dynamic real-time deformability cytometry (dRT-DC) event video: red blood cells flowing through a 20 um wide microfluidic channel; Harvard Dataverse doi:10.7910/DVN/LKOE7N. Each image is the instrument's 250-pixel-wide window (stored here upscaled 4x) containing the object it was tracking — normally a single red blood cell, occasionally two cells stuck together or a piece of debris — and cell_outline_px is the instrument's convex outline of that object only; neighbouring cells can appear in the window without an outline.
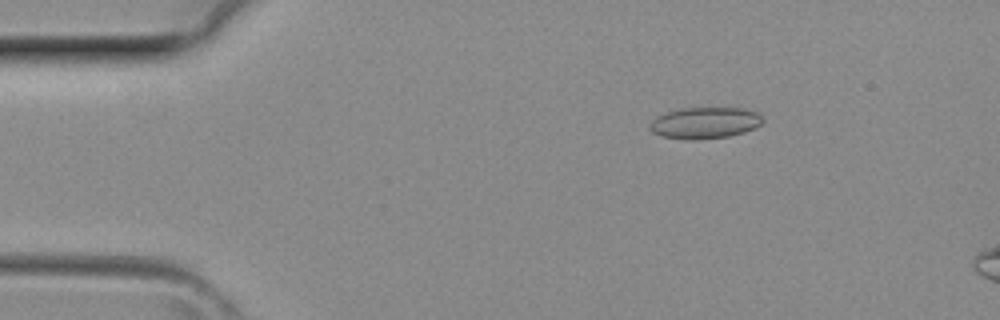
{"species": "common noctule bat (a hibernating species)", "species_latin": "Nyctalus noctula", "temperature_condition": "room temperature", "stored_images_in_passage": 10, "camera_frame_rate_fps": 3000, "um_per_image_px": 0.085, "animal": {"sex": "female", "body_mass_g": 29.2, "forearm_length_mm": 56.3}, "frame": {"image": 1, "passage_image": 6, "time_ms": 1.667, "image_size_px": [1000, 320], "cell_outline_px": [[764, 120], [756, 128], [744, 132], [728, 136], [696, 140], [684, 140], [660, 136], [652, 132], [648, 128], [648, 124], [656, 116], [680, 108], [744, 108], [756, 112]], "centroid_in_image_um": [59.87, 10.45], "position_along_channel_um": 25.1, "area_um2": 20.87}}